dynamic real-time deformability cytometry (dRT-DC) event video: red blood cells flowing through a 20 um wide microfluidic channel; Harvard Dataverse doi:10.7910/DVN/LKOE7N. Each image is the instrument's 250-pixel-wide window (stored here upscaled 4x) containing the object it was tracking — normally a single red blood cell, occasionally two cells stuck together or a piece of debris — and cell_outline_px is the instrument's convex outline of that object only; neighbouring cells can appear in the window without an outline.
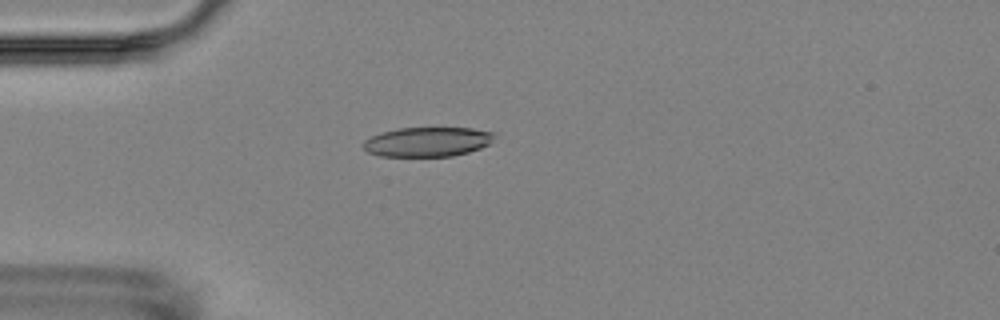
{"species": "Egyptian fruit bat (a non-hibernating species)", "species_latin": "Rousettus aegyptiacus", "temperature_condition": "room temperature", "stored_images_in_passage": 4, "camera_frame_rate_fps": 3000, "um_per_image_px": 0.085, "animal": {"sex": "female"}, "frame": {"image": 1, "passage_image": 4, "time_ms": 3.667, "image_size_px": [1000, 320], "cell_outline_px": [[496, 136], [488, 144], [480, 148], [468, 152], [452, 156], [380, 156], [368, 152], [364, 148], [364, 140], [380, 132], [396, 128], [472, 128], [496, 132]], "centroid_in_image_um": [36.35, 12.04], "position_along_channel_um": 48.7, "area_um2": 22.6}}